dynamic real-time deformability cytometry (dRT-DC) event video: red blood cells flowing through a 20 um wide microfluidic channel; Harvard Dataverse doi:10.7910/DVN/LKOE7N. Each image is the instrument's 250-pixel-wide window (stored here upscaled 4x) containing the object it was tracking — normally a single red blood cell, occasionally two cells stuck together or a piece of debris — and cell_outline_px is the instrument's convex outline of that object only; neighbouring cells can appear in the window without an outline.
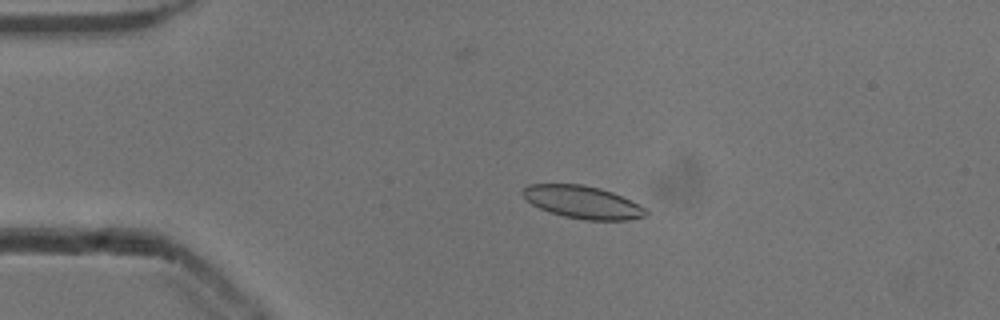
{"species": "common noctule bat (a hibernating species)", "species_latin": "Nyctalus noctula", "temperature_condition": "cold", "stored_images_in_passage": 54, "camera_frame_rate_fps": 3000, "um_per_image_px": 0.085, "animal": {"sex": "male", "body_mass_g": 13.3}, "frame": {"image": 1, "passage_image": 12, "time_ms": 3.667, "image_size_px": [1000, 320], "cell_outline_px": [[648, 216], [628, 220], [584, 220], [564, 216], [540, 208], [532, 204], [520, 192], [528, 184], [580, 184], [600, 188], [612, 192], [632, 200], [640, 204], [648, 212]], "centroid_in_image_um": [49.56, 17.18], "position_along_channel_um": 35.4, "area_um2": 23.41}}
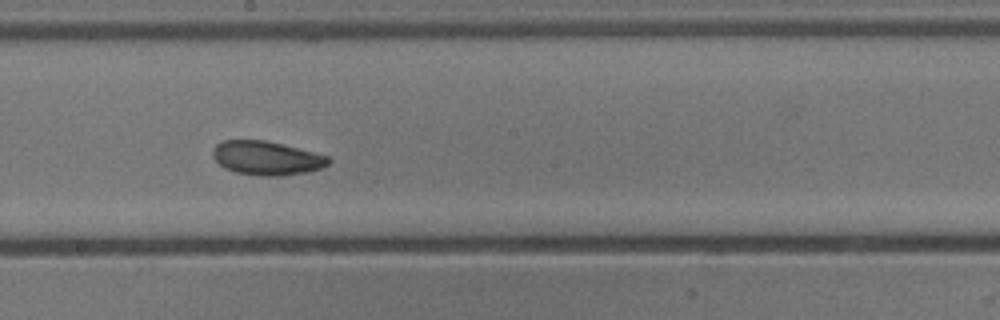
{"frame": {"image": 2, "passage_image": 30, "time_ms": 9.667, "image_size_px": [1000, 320], "cell_outline_px": [[332, 160], [328, 164], [320, 168], [308, 172], [284, 176], [260, 176], [236, 172], [224, 168], [212, 156], [212, 148], [216, 144], [224, 140], [264, 140], [328, 156]], "centroid_in_image_um": [22.64, 13.45], "position_along_channel_um": 225.6, "area_um2": 22.77}}
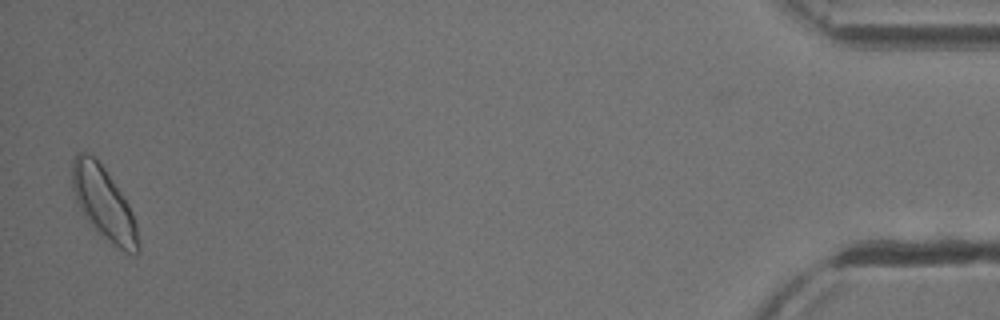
{"frame": {"image": 3, "passage_image": 53, "time_ms": 17.333, "image_size_px": [1000, 320], "cell_outline_px": [[140, 252], [136, 256], [132, 256], [124, 252], [112, 244], [96, 232], [92, 228], [84, 216], [76, 200], [72, 188], [72, 160], [76, 152], [84, 152], [92, 156], [104, 168], [128, 204], [132, 212], [136, 224], [140, 244]], "centroid_in_image_um": [8.83, 17.36], "position_along_channel_um": 426.4, "area_um2": 27.98}, "authors_computed_cell_mechanics": {"area_um2": 22.9755, "velocity_mm_per_s": 3.8416, "shape_relaxation_time_tau1_ms": 3.0932, "shape_relaxation_time_tau2_ms": 4.5549, "deformation_change_tau1": 0.0988, "deformation_change_tau2": 0.0996}}